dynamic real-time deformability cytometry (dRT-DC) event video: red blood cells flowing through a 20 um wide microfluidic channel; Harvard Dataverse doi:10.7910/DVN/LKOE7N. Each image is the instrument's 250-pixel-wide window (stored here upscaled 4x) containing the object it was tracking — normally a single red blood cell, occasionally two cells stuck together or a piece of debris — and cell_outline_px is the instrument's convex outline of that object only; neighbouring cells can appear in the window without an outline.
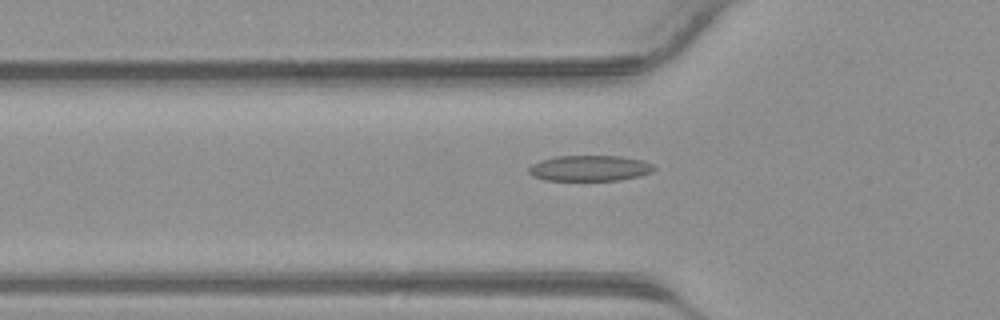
{"species": "common noctule bat (a hibernating species)", "species_latin": "Nyctalus noctula", "temperature_condition": "warm", "stored_images_in_passage": 41, "camera_frame_rate_fps": 3000, "um_per_image_px": 0.085, "animal": {"sex": "male", "body_mass_g": 23.1, "forearm_length_mm": 52.7}, "frame": {"image": 1, "passage_image": 14, "time_ms": 4.333, "image_size_px": [1000, 320], "cell_outline_px": [[656, 168], [652, 172], [640, 176], [620, 180], [544, 180], [532, 176], [528, 172], [528, 168], [532, 164], [540, 160], [556, 156], [620, 156], [644, 160], [652, 164]], "centroid_in_image_um": [50.13, 14.29], "position_along_channel_um": 75.7, "area_um2": 18.9}}
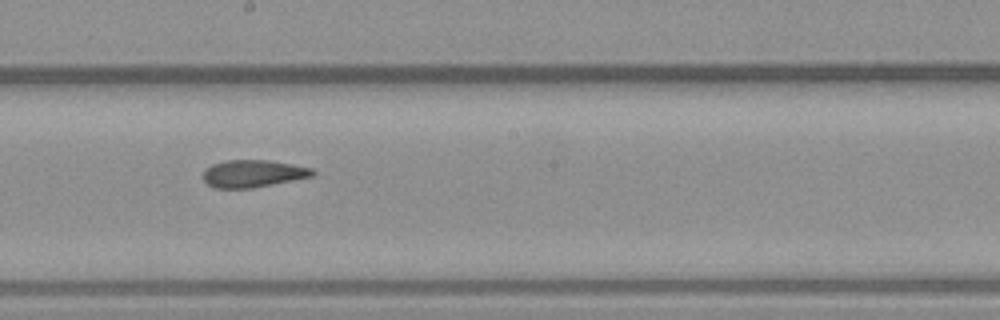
{"frame": {"image": 2, "passage_image": 23, "time_ms": 7.333, "image_size_px": [1000, 320], "cell_outline_px": [[316, 172], [312, 176], [252, 188], [212, 188], [204, 180], [204, 168], [212, 164], [224, 160], [268, 160], [292, 164], [312, 168]], "centroid_in_image_um": [21.47, 14.75], "position_along_channel_um": 226.7, "area_um2": 17.4}}
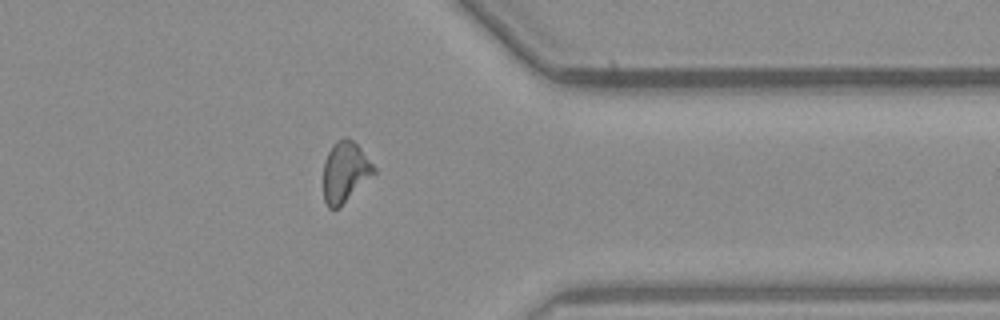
{"frame": {"image": 3, "passage_image": 33, "time_ms": 10.667, "image_size_px": [1000, 320], "cell_outline_px": [[376, 172], [340, 208], [328, 208], [324, 200], [324, 160], [332, 144], [336, 140], [344, 136], [352, 140], [360, 148], [376, 168]], "centroid_in_image_um": [29.33, 14.62], "position_along_channel_um": 382.1, "area_um2": 17.92}}